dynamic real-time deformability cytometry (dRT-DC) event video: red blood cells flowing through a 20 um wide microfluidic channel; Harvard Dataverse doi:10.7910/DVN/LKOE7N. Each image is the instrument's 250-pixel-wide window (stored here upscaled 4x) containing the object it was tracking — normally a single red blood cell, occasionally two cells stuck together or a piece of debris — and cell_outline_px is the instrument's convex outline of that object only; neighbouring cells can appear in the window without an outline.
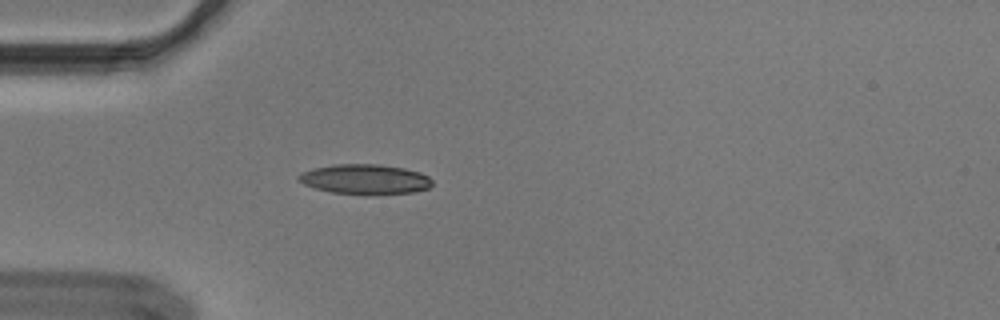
{"species": "Egyptian fruit bat (a non-hibernating species)", "species_latin": "Rousettus aegyptiacus", "temperature_condition": "cold", "stored_images_in_passage": 40, "camera_frame_rate_fps": 3000, "um_per_image_px": 0.085, "animal": {"sex": "male"}, "frame": {"image": 1, "passage_image": 1, "time_ms": 0.0, "image_size_px": [1000, 320], "cell_outline_px": [[432, 184], [428, 188], [412, 192], [332, 192], [316, 188], [304, 184], [296, 180], [296, 176], [304, 172], [316, 168], [332, 164], [380, 164], [404, 168], [420, 172], [428, 176], [432, 180]], "centroid_in_image_um": [31.01, 15.19], "position_along_channel_um": 54.0, "area_um2": 22.43}}
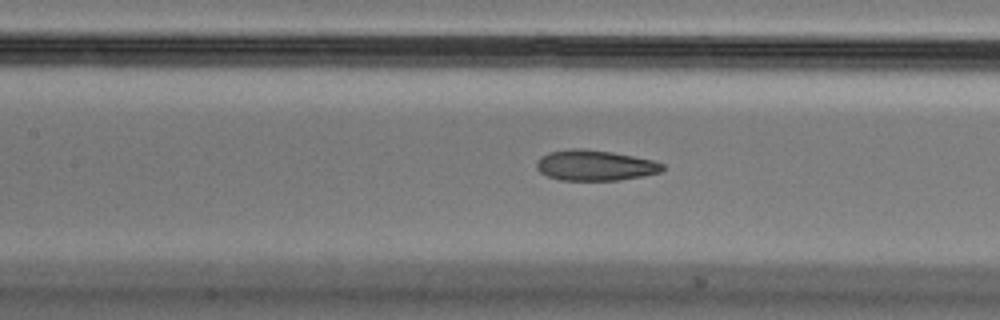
{"frame": {"image": 2, "passage_image": 10, "time_ms": 3.0, "image_size_px": [1000, 320], "cell_outline_px": [[664, 168], [660, 172], [644, 176], [616, 180], [560, 180], [548, 176], [540, 172], [536, 168], [536, 164], [540, 156], [548, 152], [568, 148], [584, 148], [612, 152], [652, 160], [664, 164]], "centroid_in_image_um": [50.54, 14.04], "position_along_channel_um": 156.9, "area_um2": 22.48}}
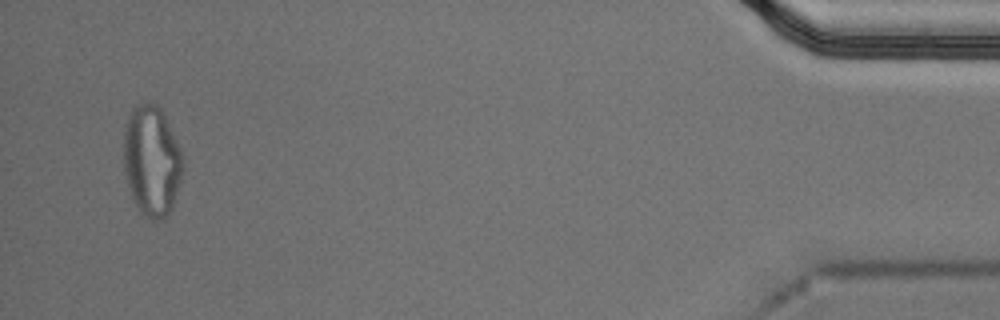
{"frame": {"image": 3, "passage_image": 38, "time_ms": 12.333, "image_size_px": [1000, 320], "cell_outline_px": [[184, 172], [172, 208], [168, 216], [164, 220], [148, 220], [140, 212], [132, 196], [124, 172], [124, 132], [128, 116], [132, 108], [140, 104], [156, 104], [164, 112], [184, 156]], "centroid_in_image_um": [12.94, 13.71], "position_along_channel_um": 422.3, "area_um2": 38.67}, "authors_computed_cell_mechanics": {"area_um2": 23.4379, "velocity_mm_per_s": 3.6648, "shape_relaxation_time_tau1_ms": null, "shape_relaxation_time_tau2_ms": 2.0965, "deformation_change_tau1": null, "deformation_change_tau2": 0.0933}}